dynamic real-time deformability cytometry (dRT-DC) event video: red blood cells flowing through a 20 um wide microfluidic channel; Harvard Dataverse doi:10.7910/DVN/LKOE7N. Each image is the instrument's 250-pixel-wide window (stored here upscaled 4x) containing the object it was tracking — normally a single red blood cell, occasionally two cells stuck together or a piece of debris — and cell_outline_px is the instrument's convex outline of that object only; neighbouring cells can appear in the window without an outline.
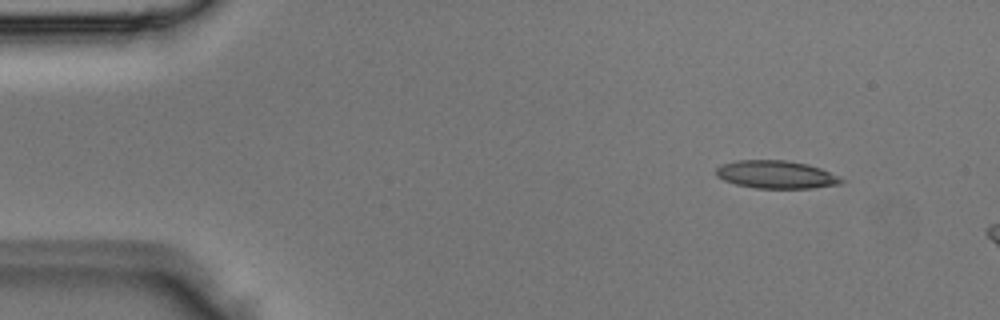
{"species": "Egyptian fruit bat (a non-hibernating species)", "species_latin": "Rousettus aegyptiacus", "temperature_condition": "room temperature", "stored_images_in_passage": 4, "camera_frame_rate_fps": 3000, "um_per_image_px": 0.085, "animal": {"sex": "male"}, "frame": {"image": 1, "passage_image": 2, "time_ms": 0.333, "image_size_px": [1000, 320], "cell_outline_px": [[844, 180], [840, 184], [812, 188], [756, 188], [736, 184], [724, 180], [716, 176], [716, 168], [720, 164], [736, 160], [784, 160], [808, 164], [820, 168]], "centroid_in_image_um": [65.92, 14.83], "position_along_channel_um": 19.1, "area_um2": 20.23}}